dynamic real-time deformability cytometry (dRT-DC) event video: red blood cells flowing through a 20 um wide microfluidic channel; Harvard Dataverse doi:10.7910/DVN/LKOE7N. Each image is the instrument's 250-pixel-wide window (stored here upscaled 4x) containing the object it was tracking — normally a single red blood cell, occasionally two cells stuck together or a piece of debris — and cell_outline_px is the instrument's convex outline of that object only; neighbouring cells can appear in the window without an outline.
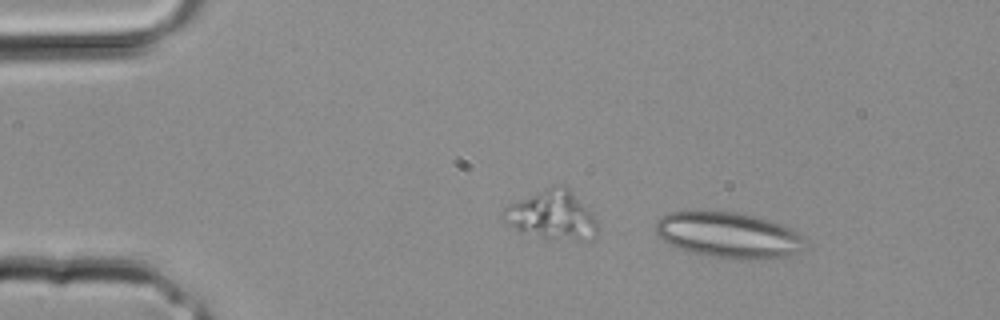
{"species": "common noctule bat (a hibernating species)", "species_latin": "Nyctalus noctula", "temperature_condition": "room temperature", "stored_images_in_passage": 28, "segment_of_instrument_passage": [1, 2], "camera_frame_rate_fps": 3000, "um_per_image_px": 0.085, "animal": {"sex": "male", "body_mass_g": 20.4}, "frame": {"image": 1, "passage_image": 2, "time_ms": 0.333, "image_size_px": [1000, 320], "cell_outline_px": [[804, 248], [800, 252], [772, 260], [736, 260], [712, 256], [692, 252], [680, 248], [664, 240], [656, 232], [656, 220], [668, 212], [684, 208], [708, 208], [736, 212], [756, 216], [792, 228], [804, 236]], "centroid_in_image_um": [61.92, 19.94], "position_along_channel_um": 23.1, "area_um2": 41.27}}